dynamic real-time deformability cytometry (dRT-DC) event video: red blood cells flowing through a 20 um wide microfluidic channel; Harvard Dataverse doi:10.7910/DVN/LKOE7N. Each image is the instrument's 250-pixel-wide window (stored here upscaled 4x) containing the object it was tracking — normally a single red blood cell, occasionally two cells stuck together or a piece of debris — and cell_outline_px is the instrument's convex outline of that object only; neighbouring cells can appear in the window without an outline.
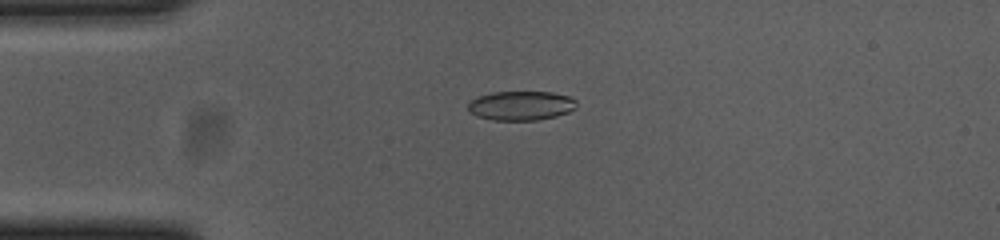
{"species": "common noctule bat (a hibernating species)", "species_latin": "Nyctalus noctula", "temperature_condition": "cold", "stored_images_in_passage": 47, "camera_frame_rate_fps": 3000, "um_per_image_px": 0.085, "animal": {"sex": "female", "body_mass_g": 23.0, "forearm_length_mm": 53.4}, "frame": {"image": 1, "passage_image": 5, "time_ms": 1.333, "image_size_px": [1000, 240], "cell_outline_px": [[576, 108], [568, 112], [556, 116], [536, 120], [492, 120], [476, 116], [468, 112], [468, 104], [472, 100], [480, 96], [492, 92], [552, 92], [568, 96], [576, 100]], "centroid_in_image_um": [44.28, 8.98], "position_along_channel_um": 40.7, "area_um2": 18.5}}
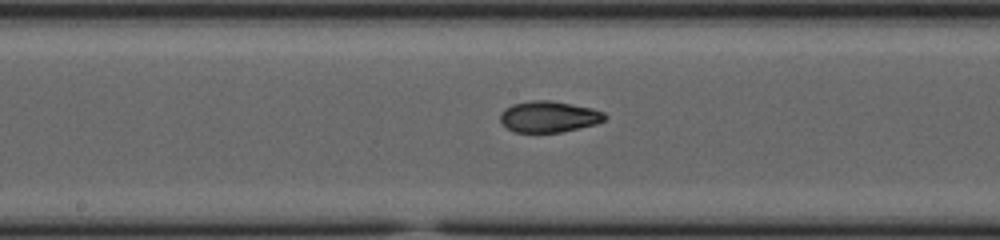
{"frame": {"image": 2, "passage_image": 20, "time_ms": 6.333, "image_size_px": [1000, 240], "cell_outline_px": [[608, 116], [604, 120], [596, 124], [560, 132], [516, 132], [508, 128], [500, 120], [500, 112], [504, 108], [512, 104], [532, 100], [548, 100], [572, 104], [592, 108], [604, 112]], "centroid_in_image_um": [46.65, 9.91], "position_along_channel_um": 201.5, "area_um2": 18.96}}
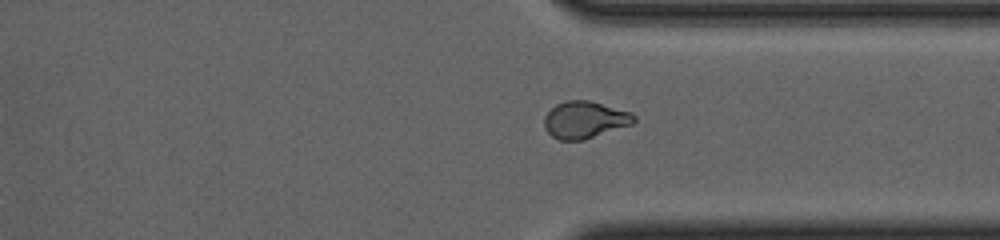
{"frame": {"image": 3, "passage_image": 33, "time_ms": 10.667, "image_size_px": [1000, 240], "cell_outline_px": [[636, 120], [632, 124], [584, 140], [560, 140], [552, 136], [544, 128], [544, 116], [556, 104], [568, 100], [588, 100], [632, 112], [636, 116]], "centroid_in_image_um": [49.71, 10.18], "position_along_channel_um": 361.7, "area_um2": 19.36}, "authors_computed_cell_mechanics": {"area_um2": 19.2474, "velocity_mm_per_s": 3.699, "shape_relaxation_time_tau1_ms": null, "shape_relaxation_time_tau2_ms": 2.2163, "deformation_change_tau1": null, "deformation_change_tau2": 0.0556}}